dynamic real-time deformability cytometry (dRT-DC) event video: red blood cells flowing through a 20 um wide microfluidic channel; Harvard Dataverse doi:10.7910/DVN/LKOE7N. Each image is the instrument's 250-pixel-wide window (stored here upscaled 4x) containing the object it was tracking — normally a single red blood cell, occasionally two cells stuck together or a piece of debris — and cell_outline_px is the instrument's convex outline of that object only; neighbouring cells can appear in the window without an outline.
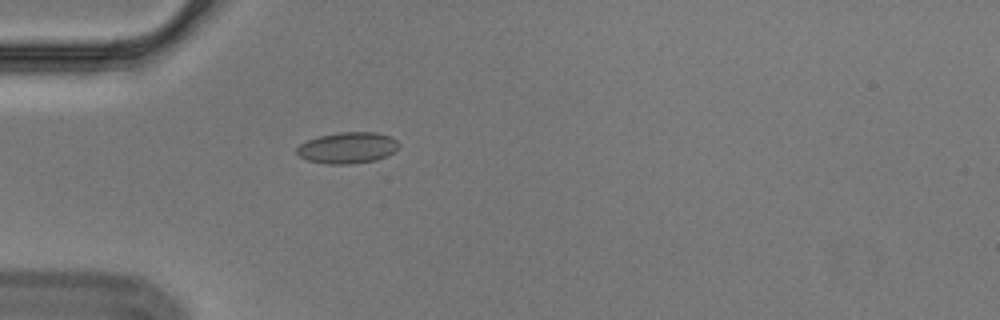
{"species": "Egyptian fruit bat (a non-hibernating species)", "species_latin": "Rousettus aegyptiacus", "temperature_condition": "cold", "stored_images_in_passage": 40, "camera_frame_rate_fps": 3000, "um_per_image_px": 0.085, "animal": {"sex": "male"}, "frame": {"image": 1, "passage_image": 1, "time_ms": 0.0, "image_size_px": [1000, 320], "cell_outline_px": [[400, 148], [376, 160], [348, 164], [328, 164], [308, 160], [300, 156], [296, 152], [296, 148], [300, 144], [308, 140], [320, 136], [340, 132], [376, 132], [388, 136], [396, 140], [400, 144]], "centroid_in_image_um": [29.54, 12.56], "position_along_channel_um": 55.5, "area_um2": 18.38}}
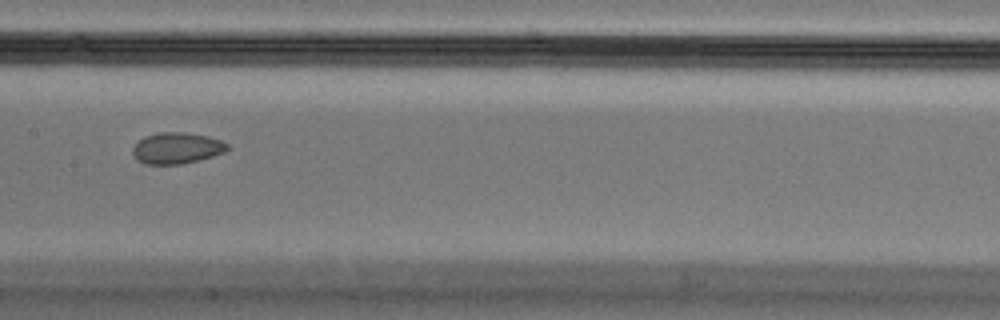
{"frame": {"image": 2, "passage_image": 13, "time_ms": 4.0, "image_size_px": [1000, 320], "cell_outline_px": [[232, 148], [224, 152], [212, 156], [180, 164], [144, 164], [132, 152], [132, 148], [144, 136], [160, 132], [184, 132], [208, 136], [220, 140], [228, 144]], "centroid_in_image_um": [15.05, 12.57], "position_along_channel_um": 192.3, "area_um2": 17.05}}
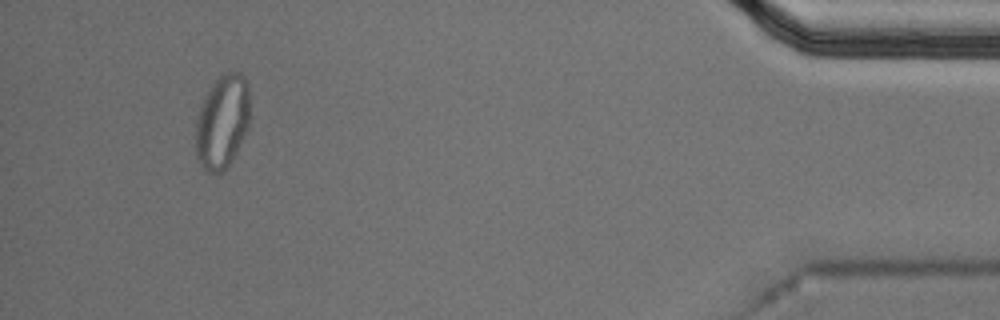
{"frame": {"image": 3, "passage_image": 37, "time_ms": 12.0, "image_size_px": [1000, 320], "cell_outline_px": [[248, 128], [232, 160], [216, 176], [208, 172], [200, 164], [196, 156], [196, 120], [200, 108], [212, 84], [224, 72], [240, 72], [244, 76], [248, 84]], "centroid_in_image_um": [18.89, 10.36], "position_along_channel_um": 416.3, "area_um2": 29.3}}